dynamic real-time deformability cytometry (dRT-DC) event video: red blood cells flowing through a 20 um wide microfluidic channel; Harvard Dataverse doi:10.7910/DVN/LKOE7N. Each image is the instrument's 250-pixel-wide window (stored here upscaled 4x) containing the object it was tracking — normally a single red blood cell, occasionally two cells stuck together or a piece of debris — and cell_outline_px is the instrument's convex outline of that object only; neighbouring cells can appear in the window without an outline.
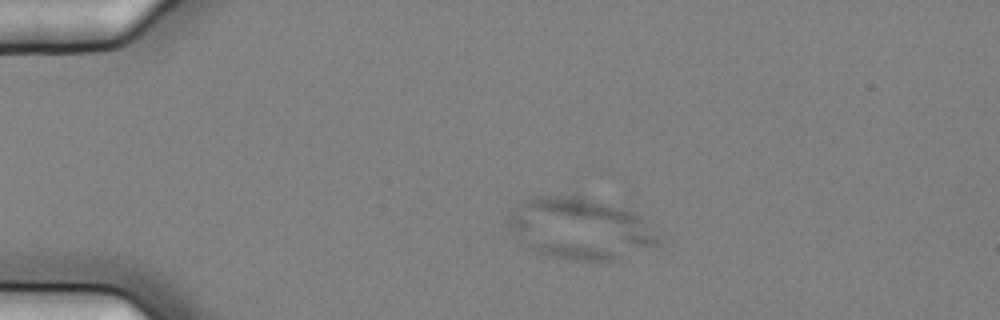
{"species": "common noctule bat (a hibernating species)", "species_latin": "Nyctalus noctula", "temperature_condition": "cold", "stored_images_in_passage": 9, "segment_of_instrument_passage": [1, 2], "camera_frame_rate_fps": 3000, "um_per_image_px": 0.085, "animal": {"sex": "female", "body_mass_g": 25.1}, "frame": {"image": 1, "passage_image": 4, "time_ms": 1.0, "image_size_px": [1000, 320], "cell_outline_px": [[660, 240], [656, 244], [616, 260], [576, 260], [548, 256], [532, 252], [524, 244], [508, 224], [508, 212], [524, 200], [544, 196], [572, 192], [576, 192], [636, 212], [640, 216]], "centroid_in_image_um": [49.26, 19.37], "position_along_channel_um": 35.7, "area_um2": 53.99}}